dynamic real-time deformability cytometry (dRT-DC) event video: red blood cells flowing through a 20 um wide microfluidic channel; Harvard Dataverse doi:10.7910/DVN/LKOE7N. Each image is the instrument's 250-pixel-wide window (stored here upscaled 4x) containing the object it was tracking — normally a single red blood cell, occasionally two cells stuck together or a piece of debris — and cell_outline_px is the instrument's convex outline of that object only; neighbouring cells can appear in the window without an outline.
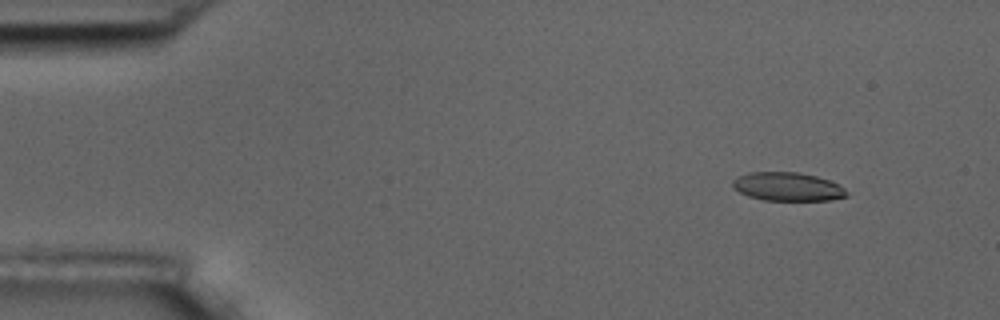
{"species": "common noctule bat (a hibernating species)", "species_latin": "Nyctalus noctula", "temperature_condition": "room temperature", "stored_images_in_passage": 5, "camera_frame_rate_fps": 3000, "um_per_image_px": 0.085, "animal": {"sex": "male", "body_mass_g": 17.5, "forearm_length_mm": 52.3}, "frame": {"image": 1, "passage_image": 2, "time_ms": 1.0, "image_size_px": [1000, 320], "cell_outline_px": [[848, 196], [832, 200], [764, 200], [748, 196], [732, 188], [732, 180], [748, 172], [800, 172], [816, 176], [828, 180], [844, 188], [848, 192]], "centroid_in_image_um": [66.94, 15.87], "position_along_channel_um": 18.1, "area_um2": 18.96}}
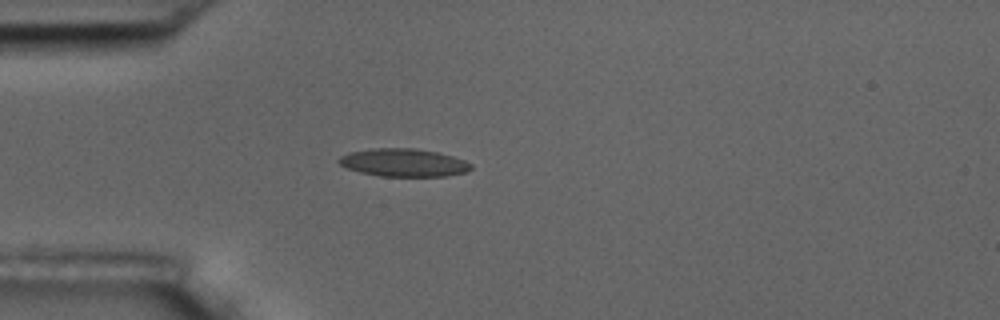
{"frame": {"image": 2, "passage_image": 4, "time_ms": 4.333, "image_size_px": [1000, 320], "cell_outline_px": [[472, 168], [468, 172], [444, 176], [380, 176], [360, 172], [348, 168], [340, 164], [336, 160], [340, 156], [348, 152], [372, 148], [416, 148], [436, 152], [452, 156], [464, 160], [472, 164]], "centroid_in_image_um": [34.3, 13.82], "position_along_channel_um": 50.7, "area_um2": 21.56}}